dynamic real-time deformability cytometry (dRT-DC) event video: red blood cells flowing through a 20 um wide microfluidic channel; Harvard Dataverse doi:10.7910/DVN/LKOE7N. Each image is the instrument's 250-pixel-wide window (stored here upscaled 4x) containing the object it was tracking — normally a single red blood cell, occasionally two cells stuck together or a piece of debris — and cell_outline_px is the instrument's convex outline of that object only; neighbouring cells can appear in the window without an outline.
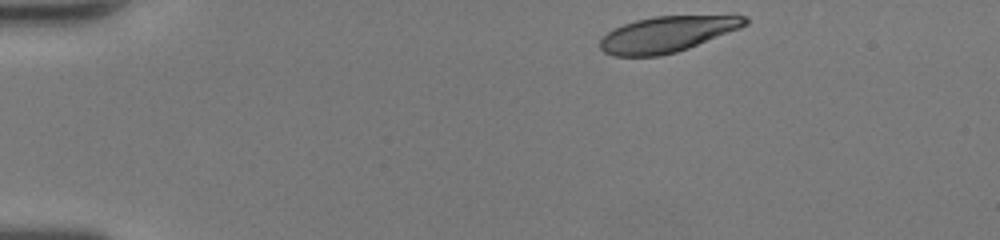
{"species": "human", "species_latin": "Homo sapiens", "temperature_condition": "room temperature", "stored_images_in_passage": 36, "camera_frame_rate_fps": 3000, "um_per_image_px": 0.085, "donor": {"sex": "female"}, "frame": {"image": 1, "passage_image": 1, "time_ms": 0.0, "image_size_px": [1000, 240], "cell_outline_px": [[748, 24], [740, 28], [688, 48], [676, 52], [660, 56], [612, 56], [604, 52], [600, 48], [600, 40], [608, 32], [624, 24], [636, 20], [656, 16], [748, 16]], "centroid_in_image_um": [56.68, 2.92], "position_along_channel_um": 28.3, "area_um2": 29.88}}
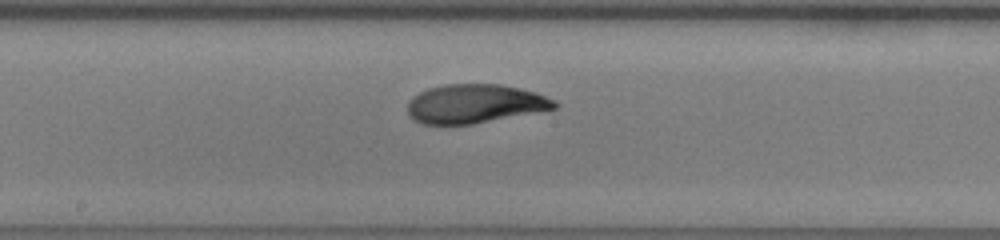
{"frame": {"image": 2, "passage_image": 20, "time_ms": 6.333, "image_size_px": [1000, 240], "cell_outline_px": [[560, 104], [556, 108], [472, 124], [420, 124], [412, 120], [408, 116], [408, 100], [412, 96], [428, 88], [444, 84], [500, 84], [520, 88], [536, 92], [556, 100]], "centroid_in_image_um": [40.34, 8.81], "position_along_channel_um": 207.9, "area_um2": 33.47}}
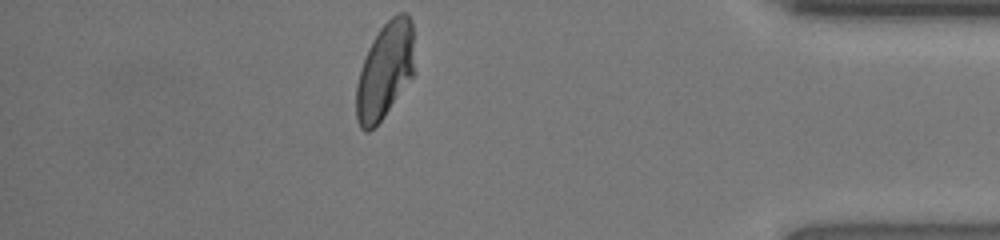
{"frame": {"image": 3, "passage_image": 36, "time_ms": 11.667, "image_size_px": [1000, 240], "cell_outline_px": [[416, 72], [384, 116], [368, 132], [364, 132], [360, 128], [356, 120], [356, 84], [360, 68], [368, 48], [372, 40], [380, 28], [396, 12], [404, 12], [412, 20]], "centroid_in_image_um": [32.74, 5.98], "position_along_channel_um": 402.5, "area_um2": 33.18}, "authors_computed_cell_mechanics": {"area_um2": 33.3506, "velocity_mm_per_s": 4.2905, "shape_relaxation_time_tau1_ms": 4.9983, "shape_relaxation_time_tau2_ms": null, "deformation_change_tau1": 0.2399, "deformation_change_tau2": null}}